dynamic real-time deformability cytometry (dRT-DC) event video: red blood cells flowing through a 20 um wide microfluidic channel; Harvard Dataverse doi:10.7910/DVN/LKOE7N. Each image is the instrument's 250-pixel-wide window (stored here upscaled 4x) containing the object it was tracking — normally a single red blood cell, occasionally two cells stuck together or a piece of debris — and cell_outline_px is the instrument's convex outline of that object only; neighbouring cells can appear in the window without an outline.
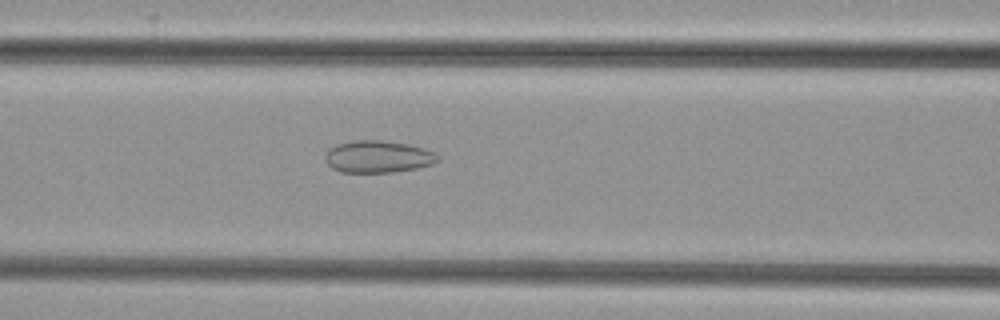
{"species": "common noctule bat (a hibernating species)", "species_latin": "Nyctalus noctula", "temperature_condition": "cold", "stored_images_in_passage": 43, "camera_frame_rate_fps": 3000, "um_per_image_px": 0.085, "animal": {"sex": "female", "body_mass_g": 29.2, "forearm_length_mm": 56.3}, "frame": {"image": 1, "passage_image": 13, "time_ms": 4.0, "image_size_px": [1000, 320], "cell_outline_px": [[440, 160], [432, 164], [416, 168], [392, 172], [340, 172], [332, 168], [328, 164], [328, 148], [336, 144], [356, 140], [384, 140], [408, 144], [424, 148], [436, 152], [440, 156]], "centroid_in_image_um": [32.19, 13.31], "position_along_channel_um": 134.4, "area_um2": 21.04}}
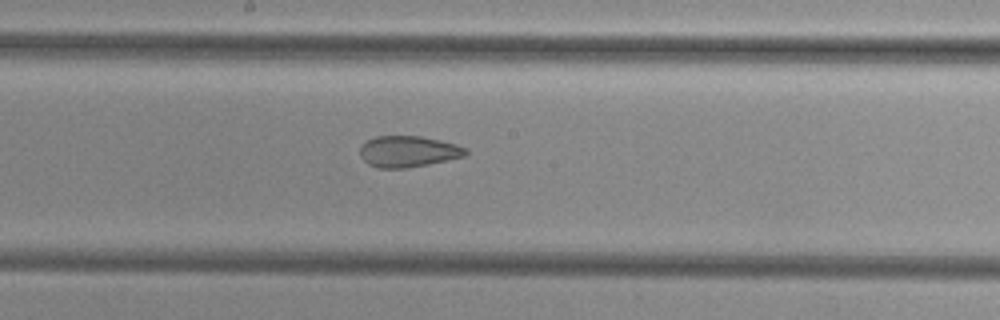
{"frame": {"image": 2, "passage_image": 19, "time_ms": 6.0, "image_size_px": [1000, 320], "cell_outline_px": [[468, 152], [464, 156], [448, 160], [408, 168], [376, 168], [368, 164], [360, 156], [360, 148], [368, 140], [376, 136], [420, 136], [440, 140], [456, 144], [464, 148]], "centroid_in_image_um": [34.68, 12.88], "position_along_channel_um": 213.5, "area_um2": 19.13}}
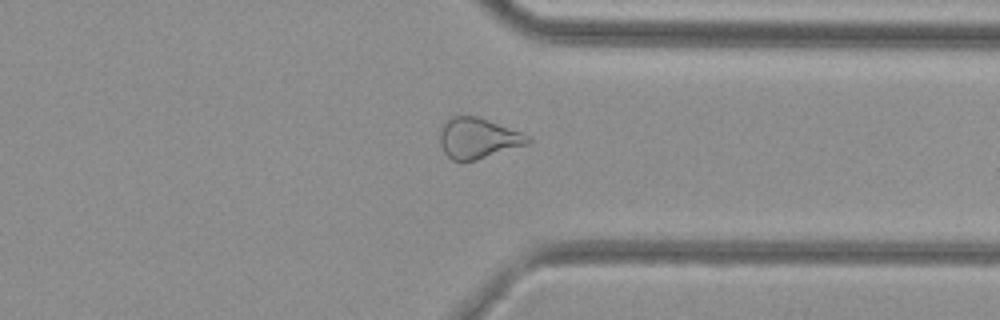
{"frame": {"image": 3, "passage_image": 31, "time_ms": 10.0, "image_size_px": [1000, 320], "cell_outline_px": [[532, 140], [528, 144], [476, 160], [452, 160], [444, 152], [440, 144], [440, 128], [452, 116], [480, 116], [532, 136]], "centroid_in_image_um": [40.66, 11.73], "position_along_channel_um": 370.7, "area_um2": 20.87}}